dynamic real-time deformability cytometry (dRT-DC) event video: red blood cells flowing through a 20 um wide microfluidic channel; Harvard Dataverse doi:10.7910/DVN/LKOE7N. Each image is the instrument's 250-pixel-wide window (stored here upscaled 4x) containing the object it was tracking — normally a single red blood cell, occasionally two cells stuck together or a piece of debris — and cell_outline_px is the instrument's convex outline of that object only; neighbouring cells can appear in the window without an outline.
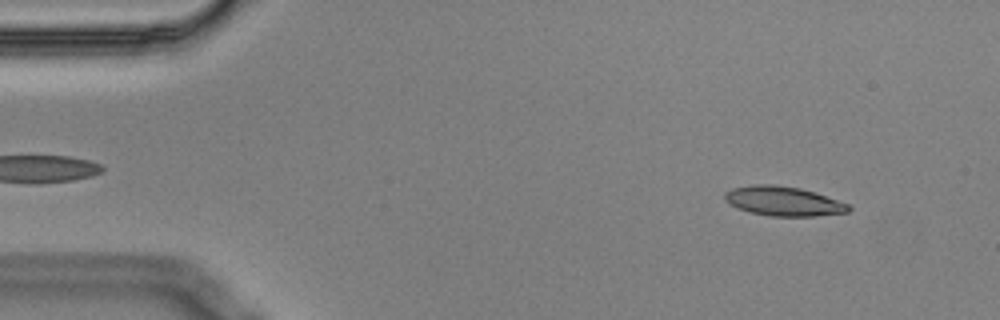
{"species": "Egyptian fruit bat (a non-hibernating species)", "species_latin": "Rousettus aegyptiacus", "temperature_condition": "cold", "stored_images_in_passage": 54, "camera_frame_rate_fps": 3000, "um_per_image_px": 0.085, "animal": {"sex": "male"}, "frame": {"image": 1, "passage_image": 4, "time_ms": 1.0, "image_size_px": [1000, 320], "cell_outline_px": [[852, 208], [848, 212], [816, 216], [768, 216], [736, 208], [728, 204], [724, 200], [724, 192], [732, 188], [756, 184], [776, 184], [800, 188], [848, 204]], "centroid_in_image_um": [66.53, 17.1], "position_along_channel_um": 18.5, "area_um2": 21.21}}
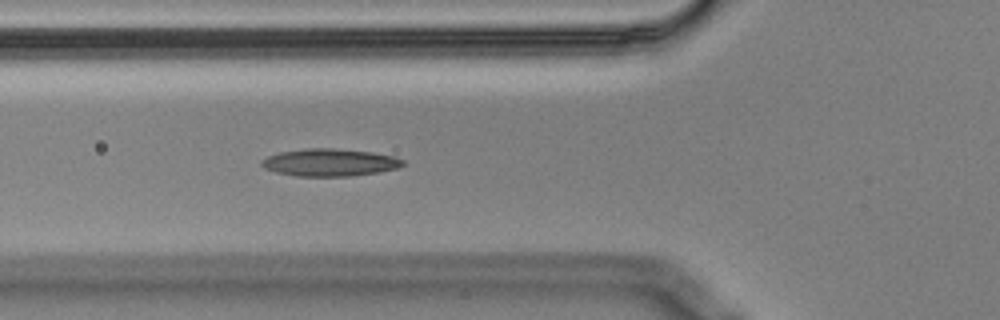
{"frame": {"image": 2, "passage_image": 18, "time_ms": 5.667, "image_size_px": [1000, 320], "cell_outline_px": [[404, 164], [396, 168], [380, 172], [348, 176], [296, 176], [276, 172], [264, 168], [260, 164], [260, 160], [268, 156], [280, 152], [308, 148], [332, 148], [372, 152], [392, 156], [404, 160]], "centroid_in_image_um": [28.0, 13.81], "position_along_channel_um": 97.8, "area_um2": 22.48}}
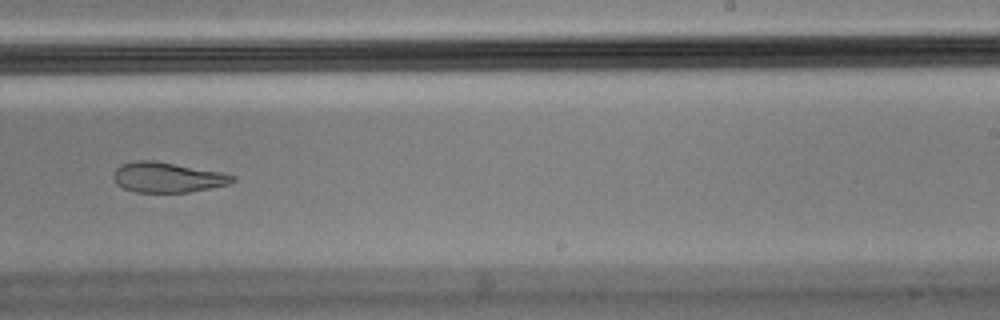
{"frame": {"image": 3, "passage_image": 33, "time_ms": 10.667, "image_size_px": [1000, 320], "cell_outline_px": [[236, 180], [228, 184], [188, 192], [136, 192], [124, 188], [116, 184], [112, 176], [116, 168], [124, 164], [136, 160], [152, 160], [220, 172], [236, 176]], "centroid_in_image_um": [14.21, 15.08], "position_along_channel_um": 274.8, "area_um2": 20.63}, "authors_computed_cell_mechanics": {"area_um2": 21.8484, "velocity_mm_per_s": 3.5332, "shape_relaxation_time_tau1_ms": null, "shape_relaxation_time_tau2_ms": 5.701, "deformation_change_tau1": null, "deformation_change_tau2": 0.1416}}